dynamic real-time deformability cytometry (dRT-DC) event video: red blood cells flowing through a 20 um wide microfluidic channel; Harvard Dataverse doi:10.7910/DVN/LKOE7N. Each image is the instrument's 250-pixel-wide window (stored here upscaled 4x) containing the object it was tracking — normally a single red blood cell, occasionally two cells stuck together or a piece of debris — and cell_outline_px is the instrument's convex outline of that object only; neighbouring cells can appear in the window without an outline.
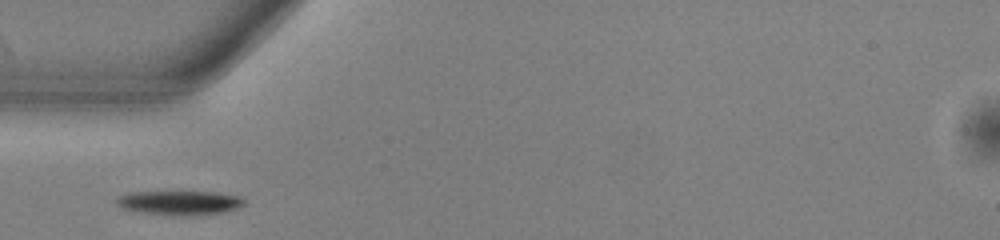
{"species": "common noctule bat (a hibernating species)", "species_latin": "Nyctalus noctula", "temperature_condition": "warm", "stored_images_in_passage": 32, "camera_frame_rate_fps": 3000, "um_per_image_px": 0.085, "animal": {"sex": "male", "body_mass_g": 13.0, "forearm_length_mm": 53.1}, "frame": {"image": 1, "passage_image": 1, "time_ms": 0.0, "image_size_px": [1000, 240], "cell_outline_px": [[244, 204], [236, 208], [224, 212], [140, 212], [120, 208], [116, 204], [116, 196], [132, 192], [212, 192], [240, 196], [244, 200]], "centroid_in_image_um": [15.19, 17.17], "position_along_channel_um": 69.8, "area_um2": 16.7}}
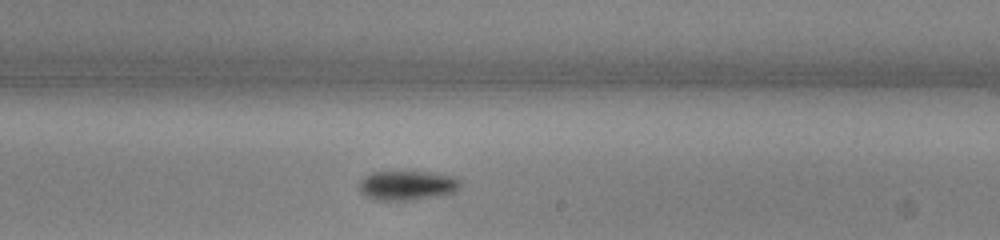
{"frame": {"image": 2, "passage_image": 15, "time_ms": 4.667, "image_size_px": [1000, 240], "cell_outline_px": [[460, 188], [456, 192], [436, 196], [408, 200], [376, 200], [364, 196], [360, 192], [360, 180], [364, 176], [372, 172], [428, 172], [448, 176], [460, 180]], "centroid_in_image_um": [34.57, 15.77], "position_along_channel_um": 254.4, "area_um2": 17.22}}
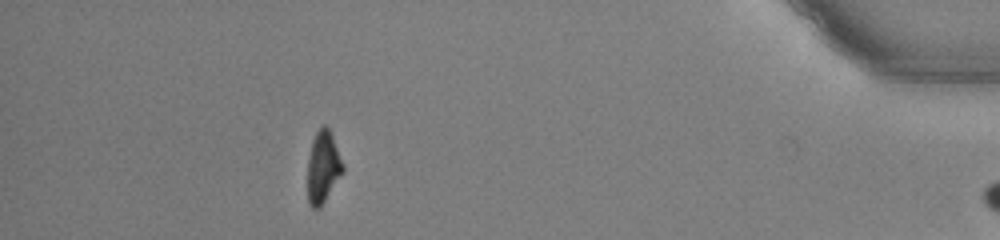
{"frame": {"image": 3, "passage_image": 31, "time_ms": 10.0, "image_size_px": [1000, 240], "cell_outline_px": [[344, 172], [320, 208], [312, 208], [308, 204], [308, 156], [312, 140], [316, 132], [324, 124], [328, 128], [332, 136], [344, 164]], "centroid_in_image_um": [27.46, 14.22], "position_along_channel_um": 407.7, "area_um2": 14.85}}